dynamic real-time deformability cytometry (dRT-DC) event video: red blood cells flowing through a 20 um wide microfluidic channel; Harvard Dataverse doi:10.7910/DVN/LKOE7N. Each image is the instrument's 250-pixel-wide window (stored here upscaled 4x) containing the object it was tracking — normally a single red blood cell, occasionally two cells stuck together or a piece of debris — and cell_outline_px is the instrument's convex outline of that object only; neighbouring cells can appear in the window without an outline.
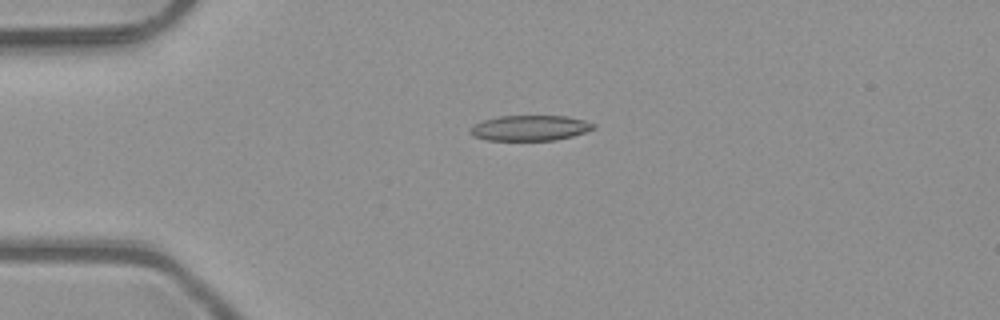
{"species": "common noctule bat (a hibernating species)", "species_latin": "Nyctalus noctula", "temperature_condition": "room temperature", "stored_images_in_passage": 5, "camera_frame_rate_fps": 3000, "um_per_image_px": 0.085, "animal": {"sex": "male", "body_mass_g": 23.1, "forearm_length_mm": 52.7}, "frame": {"image": 1, "passage_image": 4, "time_ms": 1.0, "image_size_px": [1000, 320], "cell_outline_px": [[596, 128], [572, 136], [556, 140], [488, 140], [472, 136], [468, 132], [468, 128], [472, 124], [484, 120], [500, 116], [568, 116], [584, 120], [596, 124]], "centroid_in_image_um": [45.01, 10.88], "position_along_channel_um": 40.0, "area_um2": 18.38}}